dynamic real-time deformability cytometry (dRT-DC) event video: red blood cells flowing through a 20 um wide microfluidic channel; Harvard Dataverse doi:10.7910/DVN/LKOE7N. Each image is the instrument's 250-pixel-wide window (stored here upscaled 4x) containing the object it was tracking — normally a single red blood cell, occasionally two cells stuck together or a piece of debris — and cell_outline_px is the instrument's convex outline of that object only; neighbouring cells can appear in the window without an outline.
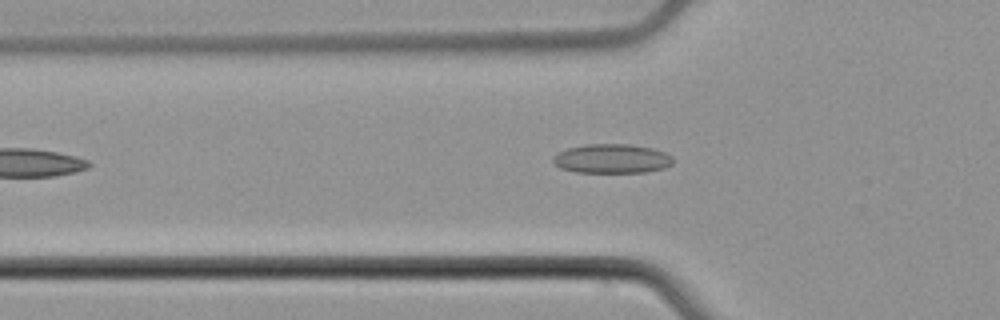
{"species": "common noctule bat (a hibernating species)", "species_latin": "Nyctalus noctula", "temperature_condition": "cold", "stored_images_in_passage": 41, "camera_frame_rate_fps": 3000, "um_per_image_px": 0.085, "animal": {"sex": "male", "body_mass_g": 21.5, "forearm_length_mm": 52.0}, "frame": {"image": 1, "passage_image": 9, "time_ms": 2.667, "image_size_px": [1000, 320], "cell_outline_px": [[672, 164], [664, 168], [644, 172], [576, 172], [560, 168], [552, 160], [560, 152], [568, 148], [584, 144], [628, 144], [652, 148], [664, 152], [672, 156]], "centroid_in_image_um": [52.03, 13.48], "position_along_channel_um": 73.8, "area_um2": 20.23}}
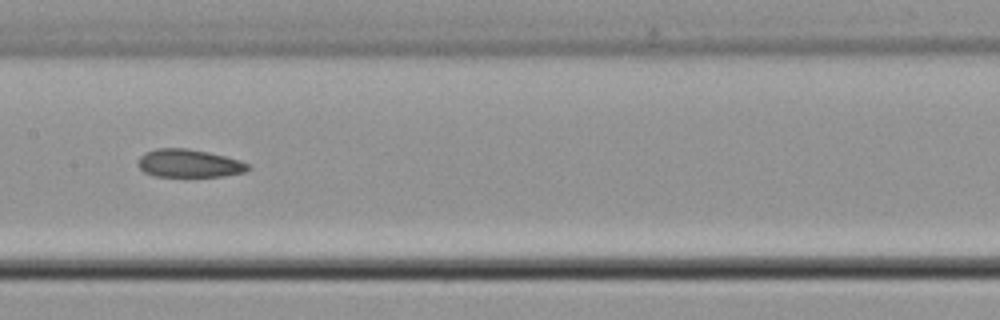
{"frame": {"image": 2, "passage_image": 18, "time_ms": 5.667, "image_size_px": [1000, 320], "cell_outline_px": [[252, 168], [244, 172], [224, 176], [156, 176], [144, 172], [136, 164], [140, 156], [144, 152], [156, 148], [188, 148], [208, 152], [240, 160], [248, 164]], "centroid_in_image_um": [16.05, 13.88], "position_along_channel_um": 191.4, "area_um2": 18.03}}
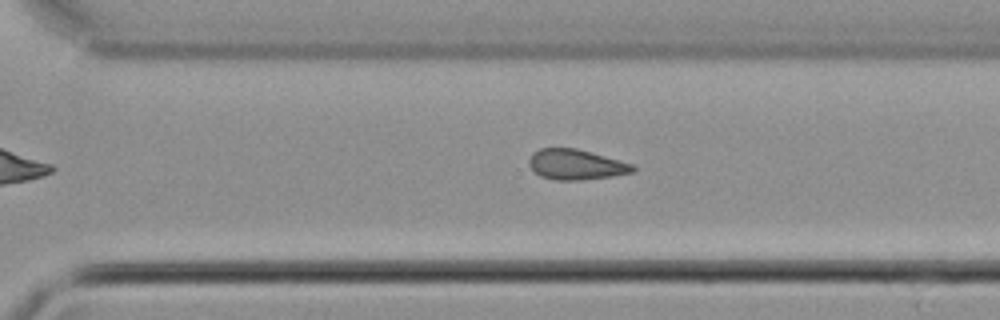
{"frame": {"image": 3, "passage_image": 28, "time_ms": 9.0, "image_size_px": [1000, 320], "cell_outline_px": [[636, 168], [632, 172], [612, 176], [584, 180], [556, 180], [540, 176], [528, 164], [528, 160], [532, 152], [540, 148], [576, 148], [620, 160], [632, 164]], "centroid_in_image_um": [48.93, 13.98], "position_along_channel_um": 321.7, "area_um2": 18.32}}